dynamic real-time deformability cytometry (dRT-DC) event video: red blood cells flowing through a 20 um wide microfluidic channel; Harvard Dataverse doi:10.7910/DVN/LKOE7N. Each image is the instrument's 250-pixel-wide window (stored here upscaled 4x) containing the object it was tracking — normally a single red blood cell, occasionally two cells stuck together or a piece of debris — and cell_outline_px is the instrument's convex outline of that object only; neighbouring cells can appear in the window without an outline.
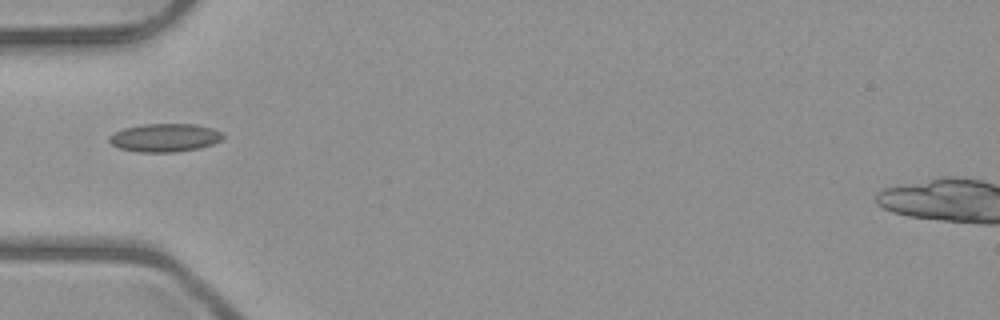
{"species": "common noctule bat (a hibernating species)", "species_latin": "Nyctalus noctula", "temperature_condition": "room temperature", "stored_images_in_passage": 1, "camera_frame_rate_fps": 3000, "um_per_image_px": 0.085, "animal": {"sex": "male", "body_mass_g": 23.1, "forearm_length_mm": 52.7}, "frame": {"image": 1, "passage_image": 1, "time_ms": 0.0, "image_size_px": [1000, 320], "cell_outline_px": [[224, 136], [220, 140], [212, 144], [200, 148], [176, 152], [136, 152], [120, 148], [112, 144], [108, 140], [108, 136], [124, 128], [144, 124], [196, 124], [212, 128], [220, 132]], "centroid_in_image_um": [14.0, 11.71], "position_along_channel_um": 71.0, "area_um2": 18.67}}